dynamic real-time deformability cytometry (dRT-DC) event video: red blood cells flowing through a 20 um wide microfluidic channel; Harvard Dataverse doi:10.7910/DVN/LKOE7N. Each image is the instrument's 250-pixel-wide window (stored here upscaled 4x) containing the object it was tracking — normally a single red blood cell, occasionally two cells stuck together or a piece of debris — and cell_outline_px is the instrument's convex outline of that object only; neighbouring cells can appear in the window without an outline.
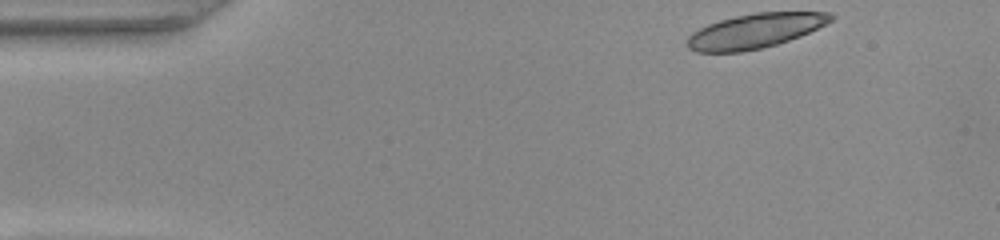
{"species": "common noctule bat (a hibernating species)", "species_latin": "Nyctalus noctula", "temperature_condition": "warm", "stored_images_in_passage": 13, "camera_frame_rate_fps": 3000, "um_per_image_px": 0.085, "animal": {"sex": "female", "body_mass_g": 22.0, "forearm_length_mm": 56.7}, "frame": {"image": 1, "passage_image": 1, "time_ms": 0.0, "image_size_px": [1000, 240], "cell_outline_px": [[836, 16], [832, 20], [800, 36], [776, 44], [760, 48], [740, 52], [696, 52], [688, 48], [688, 36], [692, 32], [708, 24], [720, 20], [736, 16], [756, 12], [832, 12]], "centroid_in_image_um": [64.17, 2.62], "position_along_channel_um": 20.8, "area_um2": 28.67}}